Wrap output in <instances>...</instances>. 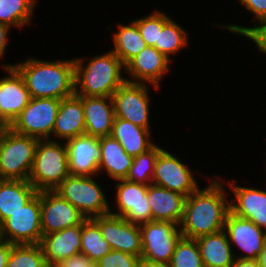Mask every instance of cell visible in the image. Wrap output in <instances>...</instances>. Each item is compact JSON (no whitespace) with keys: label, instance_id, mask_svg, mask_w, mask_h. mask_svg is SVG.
I'll use <instances>...</instances> for the list:
<instances>
[{"label":"cell","instance_id":"obj_1","mask_svg":"<svg viewBox=\"0 0 266 267\" xmlns=\"http://www.w3.org/2000/svg\"><path fill=\"white\" fill-rule=\"evenodd\" d=\"M218 176L214 175L205 188L199 186L186 197L184 215L179 225L182 237L196 240L224 229L230 212V199H227L230 195L224 189L226 181L223 182Z\"/></svg>","mask_w":266,"mask_h":267},{"label":"cell","instance_id":"obj_21","mask_svg":"<svg viewBox=\"0 0 266 267\" xmlns=\"http://www.w3.org/2000/svg\"><path fill=\"white\" fill-rule=\"evenodd\" d=\"M85 134V117L83 111V96L76 94L61 99L52 140L64 142L70 138Z\"/></svg>","mask_w":266,"mask_h":267},{"label":"cell","instance_id":"obj_19","mask_svg":"<svg viewBox=\"0 0 266 267\" xmlns=\"http://www.w3.org/2000/svg\"><path fill=\"white\" fill-rule=\"evenodd\" d=\"M2 69L8 75L0 78V114L11 124L31 97L23 77L14 67Z\"/></svg>","mask_w":266,"mask_h":267},{"label":"cell","instance_id":"obj_42","mask_svg":"<svg viewBox=\"0 0 266 267\" xmlns=\"http://www.w3.org/2000/svg\"><path fill=\"white\" fill-rule=\"evenodd\" d=\"M231 267H260L257 259H240L237 258Z\"/></svg>","mask_w":266,"mask_h":267},{"label":"cell","instance_id":"obj_31","mask_svg":"<svg viewBox=\"0 0 266 267\" xmlns=\"http://www.w3.org/2000/svg\"><path fill=\"white\" fill-rule=\"evenodd\" d=\"M81 251L93 262L111 251L109 244L102 237L99 225L91 218L81 224Z\"/></svg>","mask_w":266,"mask_h":267},{"label":"cell","instance_id":"obj_18","mask_svg":"<svg viewBox=\"0 0 266 267\" xmlns=\"http://www.w3.org/2000/svg\"><path fill=\"white\" fill-rule=\"evenodd\" d=\"M227 181L234 196L230 198V212L254 222L258 227L266 231V191L257 187H245ZM234 198V199H233Z\"/></svg>","mask_w":266,"mask_h":267},{"label":"cell","instance_id":"obj_35","mask_svg":"<svg viewBox=\"0 0 266 267\" xmlns=\"http://www.w3.org/2000/svg\"><path fill=\"white\" fill-rule=\"evenodd\" d=\"M171 19L166 12L153 10L152 13L147 16L134 19L138 29L141 33L143 40L147 46L154 47L155 43H158L159 29H163V26Z\"/></svg>","mask_w":266,"mask_h":267},{"label":"cell","instance_id":"obj_45","mask_svg":"<svg viewBox=\"0 0 266 267\" xmlns=\"http://www.w3.org/2000/svg\"><path fill=\"white\" fill-rule=\"evenodd\" d=\"M136 267H168V265L150 263V262L140 259Z\"/></svg>","mask_w":266,"mask_h":267},{"label":"cell","instance_id":"obj_24","mask_svg":"<svg viewBox=\"0 0 266 267\" xmlns=\"http://www.w3.org/2000/svg\"><path fill=\"white\" fill-rule=\"evenodd\" d=\"M100 148L99 174H103L102 171L105 170L114 182L126 179L134 157L130 156L111 135L100 138Z\"/></svg>","mask_w":266,"mask_h":267},{"label":"cell","instance_id":"obj_23","mask_svg":"<svg viewBox=\"0 0 266 267\" xmlns=\"http://www.w3.org/2000/svg\"><path fill=\"white\" fill-rule=\"evenodd\" d=\"M186 196L154 184L148 185V201L153 221H168L180 225Z\"/></svg>","mask_w":266,"mask_h":267},{"label":"cell","instance_id":"obj_15","mask_svg":"<svg viewBox=\"0 0 266 267\" xmlns=\"http://www.w3.org/2000/svg\"><path fill=\"white\" fill-rule=\"evenodd\" d=\"M230 245L239 248L242 254H234L235 259H258L266 243V231L251 220L229 212L224 225ZM245 252V253H244Z\"/></svg>","mask_w":266,"mask_h":267},{"label":"cell","instance_id":"obj_37","mask_svg":"<svg viewBox=\"0 0 266 267\" xmlns=\"http://www.w3.org/2000/svg\"><path fill=\"white\" fill-rule=\"evenodd\" d=\"M140 259L122 251L111 250L96 262V267H136Z\"/></svg>","mask_w":266,"mask_h":267},{"label":"cell","instance_id":"obj_40","mask_svg":"<svg viewBox=\"0 0 266 267\" xmlns=\"http://www.w3.org/2000/svg\"><path fill=\"white\" fill-rule=\"evenodd\" d=\"M10 29L11 27L0 23V58H3L7 52L6 50L9 41L8 34Z\"/></svg>","mask_w":266,"mask_h":267},{"label":"cell","instance_id":"obj_38","mask_svg":"<svg viewBox=\"0 0 266 267\" xmlns=\"http://www.w3.org/2000/svg\"><path fill=\"white\" fill-rule=\"evenodd\" d=\"M239 3L250 12L255 19H252L251 24L254 21L257 23L261 20L266 19V0H238Z\"/></svg>","mask_w":266,"mask_h":267},{"label":"cell","instance_id":"obj_22","mask_svg":"<svg viewBox=\"0 0 266 267\" xmlns=\"http://www.w3.org/2000/svg\"><path fill=\"white\" fill-rule=\"evenodd\" d=\"M85 134L93 137L110 136L115 120V111L111 97L83 96Z\"/></svg>","mask_w":266,"mask_h":267},{"label":"cell","instance_id":"obj_13","mask_svg":"<svg viewBox=\"0 0 266 267\" xmlns=\"http://www.w3.org/2000/svg\"><path fill=\"white\" fill-rule=\"evenodd\" d=\"M85 216L54 190L41 191L42 235L82 224Z\"/></svg>","mask_w":266,"mask_h":267},{"label":"cell","instance_id":"obj_44","mask_svg":"<svg viewBox=\"0 0 266 267\" xmlns=\"http://www.w3.org/2000/svg\"><path fill=\"white\" fill-rule=\"evenodd\" d=\"M257 260L259 262L260 267H266V243L262 251L260 252V255Z\"/></svg>","mask_w":266,"mask_h":267},{"label":"cell","instance_id":"obj_39","mask_svg":"<svg viewBox=\"0 0 266 267\" xmlns=\"http://www.w3.org/2000/svg\"><path fill=\"white\" fill-rule=\"evenodd\" d=\"M54 267H96V263L82 253L60 261Z\"/></svg>","mask_w":266,"mask_h":267},{"label":"cell","instance_id":"obj_12","mask_svg":"<svg viewBox=\"0 0 266 267\" xmlns=\"http://www.w3.org/2000/svg\"><path fill=\"white\" fill-rule=\"evenodd\" d=\"M116 184V185H115ZM117 211L110 214L123 217L127 222L141 225L152 220V212L148 201V185L117 180L114 183Z\"/></svg>","mask_w":266,"mask_h":267},{"label":"cell","instance_id":"obj_17","mask_svg":"<svg viewBox=\"0 0 266 267\" xmlns=\"http://www.w3.org/2000/svg\"><path fill=\"white\" fill-rule=\"evenodd\" d=\"M69 175L92 177L99 174L100 138L83 134L65 141Z\"/></svg>","mask_w":266,"mask_h":267},{"label":"cell","instance_id":"obj_36","mask_svg":"<svg viewBox=\"0 0 266 267\" xmlns=\"http://www.w3.org/2000/svg\"><path fill=\"white\" fill-rule=\"evenodd\" d=\"M218 27H223L224 30L229 32L244 36L245 38L252 40L256 44V48L259 53H264L266 55V19L259 21L252 25V27H246L235 24H216ZM220 25V26H219Z\"/></svg>","mask_w":266,"mask_h":267},{"label":"cell","instance_id":"obj_33","mask_svg":"<svg viewBox=\"0 0 266 267\" xmlns=\"http://www.w3.org/2000/svg\"><path fill=\"white\" fill-rule=\"evenodd\" d=\"M6 267H48L40 244L13 245Z\"/></svg>","mask_w":266,"mask_h":267},{"label":"cell","instance_id":"obj_4","mask_svg":"<svg viewBox=\"0 0 266 267\" xmlns=\"http://www.w3.org/2000/svg\"><path fill=\"white\" fill-rule=\"evenodd\" d=\"M38 143L9 128L0 137V180H29Z\"/></svg>","mask_w":266,"mask_h":267},{"label":"cell","instance_id":"obj_30","mask_svg":"<svg viewBox=\"0 0 266 267\" xmlns=\"http://www.w3.org/2000/svg\"><path fill=\"white\" fill-rule=\"evenodd\" d=\"M174 21L172 18L163 26V29H159L158 43H155L154 48L165 55L172 62L170 56H174L182 51L183 48H187L188 34L187 31Z\"/></svg>","mask_w":266,"mask_h":267},{"label":"cell","instance_id":"obj_28","mask_svg":"<svg viewBox=\"0 0 266 267\" xmlns=\"http://www.w3.org/2000/svg\"><path fill=\"white\" fill-rule=\"evenodd\" d=\"M112 33L114 48L111 50L126 65L132 58L147 47L137 24L131 20L127 25L118 24Z\"/></svg>","mask_w":266,"mask_h":267},{"label":"cell","instance_id":"obj_6","mask_svg":"<svg viewBox=\"0 0 266 267\" xmlns=\"http://www.w3.org/2000/svg\"><path fill=\"white\" fill-rule=\"evenodd\" d=\"M94 178L68 175L54 191L69 201L86 219L107 215L111 210L108 196L104 187Z\"/></svg>","mask_w":266,"mask_h":267},{"label":"cell","instance_id":"obj_8","mask_svg":"<svg viewBox=\"0 0 266 267\" xmlns=\"http://www.w3.org/2000/svg\"><path fill=\"white\" fill-rule=\"evenodd\" d=\"M139 227L142 240L141 259L168 265L175 246L182 237L179 225L168 221H150Z\"/></svg>","mask_w":266,"mask_h":267},{"label":"cell","instance_id":"obj_29","mask_svg":"<svg viewBox=\"0 0 266 267\" xmlns=\"http://www.w3.org/2000/svg\"><path fill=\"white\" fill-rule=\"evenodd\" d=\"M37 0H0V23L22 29L34 17Z\"/></svg>","mask_w":266,"mask_h":267},{"label":"cell","instance_id":"obj_34","mask_svg":"<svg viewBox=\"0 0 266 267\" xmlns=\"http://www.w3.org/2000/svg\"><path fill=\"white\" fill-rule=\"evenodd\" d=\"M168 267H204L197 241L181 237Z\"/></svg>","mask_w":266,"mask_h":267},{"label":"cell","instance_id":"obj_32","mask_svg":"<svg viewBox=\"0 0 266 267\" xmlns=\"http://www.w3.org/2000/svg\"><path fill=\"white\" fill-rule=\"evenodd\" d=\"M162 150L163 148L161 146L159 147L158 144H154L146 152L134 157L125 180L143 185L152 184L156 159Z\"/></svg>","mask_w":266,"mask_h":267},{"label":"cell","instance_id":"obj_10","mask_svg":"<svg viewBox=\"0 0 266 267\" xmlns=\"http://www.w3.org/2000/svg\"><path fill=\"white\" fill-rule=\"evenodd\" d=\"M149 89L147 83L122 84L111 96L115 116L151 130Z\"/></svg>","mask_w":266,"mask_h":267},{"label":"cell","instance_id":"obj_26","mask_svg":"<svg viewBox=\"0 0 266 267\" xmlns=\"http://www.w3.org/2000/svg\"><path fill=\"white\" fill-rule=\"evenodd\" d=\"M151 130L135 125L130 121L115 117L111 136L132 157L149 150L154 144L151 141Z\"/></svg>","mask_w":266,"mask_h":267},{"label":"cell","instance_id":"obj_5","mask_svg":"<svg viewBox=\"0 0 266 267\" xmlns=\"http://www.w3.org/2000/svg\"><path fill=\"white\" fill-rule=\"evenodd\" d=\"M68 175V152L65 142L39 139L28 181L37 191L54 190Z\"/></svg>","mask_w":266,"mask_h":267},{"label":"cell","instance_id":"obj_41","mask_svg":"<svg viewBox=\"0 0 266 267\" xmlns=\"http://www.w3.org/2000/svg\"><path fill=\"white\" fill-rule=\"evenodd\" d=\"M13 245L0 239V267H6Z\"/></svg>","mask_w":266,"mask_h":267},{"label":"cell","instance_id":"obj_7","mask_svg":"<svg viewBox=\"0 0 266 267\" xmlns=\"http://www.w3.org/2000/svg\"><path fill=\"white\" fill-rule=\"evenodd\" d=\"M41 191L0 224V239L11 244H40Z\"/></svg>","mask_w":266,"mask_h":267},{"label":"cell","instance_id":"obj_16","mask_svg":"<svg viewBox=\"0 0 266 267\" xmlns=\"http://www.w3.org/2000/svg\"><path fill=\"white\" fill-rule=\"evenodd\" d=\"M170 63L165 55L156 48L147 46L125 65L126 80L131 83H149L158 90L161 80L170 71Z\"/></svg>","mask_w":266,"mask_h":267},{"label":"cell","instance_id":"obj_14","mask_svg":"<svg viewBox=\"0 0 266 267\" xmlns=\"http://www.w3.org/2000/svg\"><path fill=\"white\" fill-rule=\"evenodd\" d=\"M100 227L102 237L111 250H118L141 258L142 240L139 225L112 214L92 218Z\"/></svg>","mask_w":266,"mask_h":267},{"label":"cell","instance_id":"obj_3","mask_svg":"<svg viewBox=\"0 0 266 267\" xmlns=\"http://www.w3.org/2000/svg\"><path fill=\"white\" fill-rule=\"evenodd\" d=\"M75 57V94L88 97H111L127 80L123 76L125 65L110 50L102 55Z\"/></svg>","mask_w":266,"mask_h":267},{"label":"cell","instance_id":"obj_20","mask_svg":"<svg viewBox=\"0 0 266 267\" xmlns=\"http://www.w3.org/2000/svg\"><path fill=\"white\" fill-rule=\"evenodd\" d=\"M46 264L54 267L60 261L80 253L81 224L43 235L40 241Z\"/></svg>","mask_w":266,"mask_h":267},{"label":"cell","instance_id":"obj_2","mask_svg":"<svg viewBox=\"0 0 266 267\" xmlns=\"http://www.w3.org/2000/svg\"><path fill=\"white\" fill-rule=\"evenodd\" d=\"M1 67H14L20 73L31 98L61 100L75 94L74 58L48 61L29 56L24 62L3 63Z\"/></svg>","mask_w":266,"mask_h":267},{"label":"cell","instance_id":"obj_43","mask_svg":"<svg viewBox=\"0 0 266 267\" xmlns=\"http://www.w3.org/2000/svg\"><path fill=\"white\" fill-rule=\"evenodd\" d=\"M10 128V124L0 114V137Z\"/></svg>","mask_w":266,"mask_h":267},{"label":"cell","instance_id":"obj_25","mask_svg":"<svg viewBox=\"0 0 266 267\" xmlns=\"http://www.w3.org/2000/svg\"><path fill=\"white\" fill-rule=\"evenodd\" d=\"M204 267H231L234 264V249L224 229L196 239Z\"/></svg>","mask_w":266,"mask_h":267},{"label":"cell","instance_id":"obj_27","mask_svg":"<svg viewBox=\"0 0 266 267\" xmlns=\"http://www.w3.org/2000/svg\"><path fill=\"white\" fill-rule=\"evenodd\" d=\"M37 193L28 180H0V224Z\"/></svg>","mask_w":266,"mask_h":267},{"label":"cell","instance_id":"obj_9","mask_svg":"<svg viewBox=\"0 0 266 267\" xmlns=\"http://www.w3.org/2000/svg\"><path fill=\"white\" fill-rule=\"evenodd\" d=\"M60 102L56 98H31L29 104L10 124V128L38 139H52Z\"/></svg>","mask_w":266,"mask_h":267},{"label":"cell","instance_id":"obj_11","mask_svg":"<svg viewBox=\"0 0 266 267\" xmlns=\"http://www.w3.org/2000/svg\"><path fill=\"white\" fill-rule=\"evenodd\" d=\"M174 155L165 149L158 154L152 184L188 197L200 184L188 164Z\"/></svg>","mask_w":266,"mask_h":267}]
</instances>
